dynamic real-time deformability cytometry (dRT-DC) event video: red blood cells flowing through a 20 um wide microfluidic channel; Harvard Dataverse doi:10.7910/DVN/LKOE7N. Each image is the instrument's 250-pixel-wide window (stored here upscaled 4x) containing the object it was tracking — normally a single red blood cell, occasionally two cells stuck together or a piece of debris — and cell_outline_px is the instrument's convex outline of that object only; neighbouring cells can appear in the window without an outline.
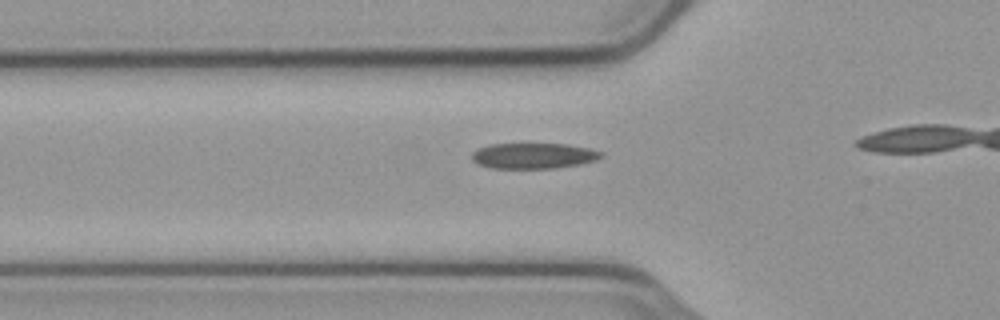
{"species": "common noctule bat (a hibernating species)", "species_latin": "Nyctalus noctula", "temperature_condition": "cold", "stored_images_in_passage": 12, "camera_frame_rate_fps": 3000, "um_per_image_px": 0.085, "animal": {"sex": "male", "body_mass_g": 23.1, "forearm_length_mm": 52.7}, "frame": {"image": 1, "passage_image": 7, "time_ms": 2.0, "image_size_px": [1000, 320], "cell_outline_px": [[596, 156], [580, 160], [560, 164], [492, 164], [480, 160], [476, 156], [480, 152], [492, 148], [516, 144], [544, 144], [572, 148], [592, 152]], "centroid_in_image_um": [45.3, 13.15], "position_along_channel_um": 80.5, "area_um2": 13.29}}
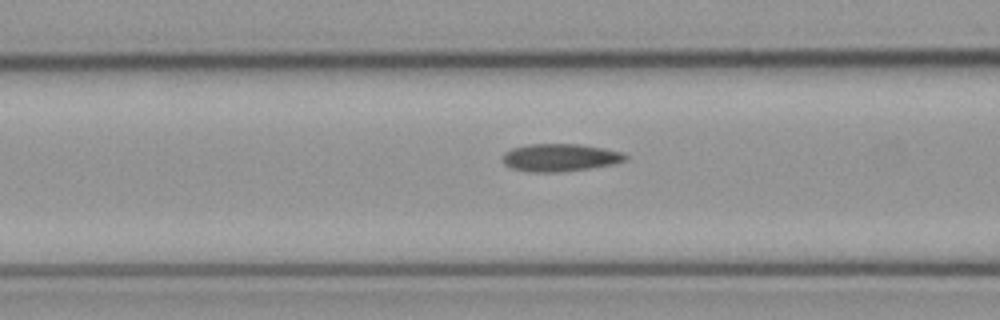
{"frame": {"image": 2, "passage_image": 10, "time_ms": 3.0, "image_size_px": [1000, 320], "cell_outline_px": [[620, 156], [616, 160], [596, 164], [564, 168], [528, 168], [516, 164], [508, 160], [508, 156], [516, 152], [528, 148], [584, 148], [608, 152]], "centroid_in_image_um": [47.6, 13.4], "position_along_channel_um": 119.0, "area_um2": 12.66}}